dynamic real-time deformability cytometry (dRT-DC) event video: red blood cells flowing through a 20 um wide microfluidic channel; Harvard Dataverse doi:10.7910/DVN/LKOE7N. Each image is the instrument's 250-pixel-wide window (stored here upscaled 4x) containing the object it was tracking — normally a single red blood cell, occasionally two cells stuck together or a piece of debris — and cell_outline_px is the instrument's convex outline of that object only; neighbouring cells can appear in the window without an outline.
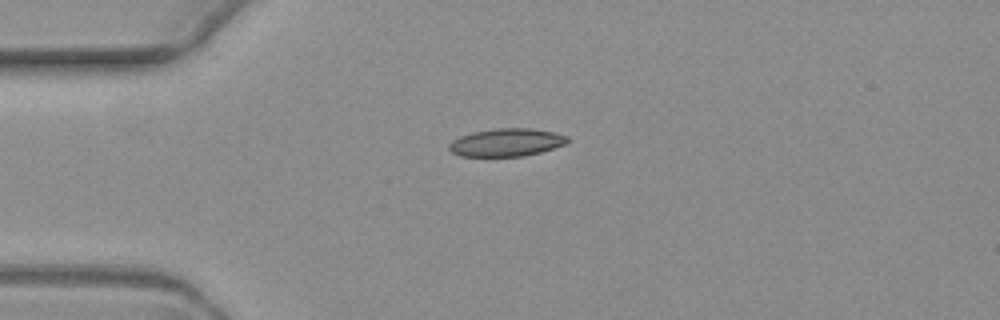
{"species": "common noctule bat (a hibernating species)", "species_latin": "Nyctalus noctula", "temperature_condition": "warm", "stored_images_in_passage": 5, "camera_frame_rate_fps": 3000, "um_per_image_px": 0.085, "animal": {"sex": "female", "body_mass_g": 19.3, "forearm_length_mm": 54.1}, "frame": {"image": 1, "passage_image": 1, "time_ms": 0.0, "image_size_px": [1000, 320], "cell_outline_px": [[568, 140], [564, 144], [540, 152], [524, 156], [460, 156], [452, 152], [448, 148], [448, 144], [452, 140], [460, 136], [472, 132], [496, 128], [532, 128], [552, 132], [568, 136]], "centroid_in_image_um": [43.01, 12.1], "position_along_channel_um": 42.0, "area_um2": 19.13}}
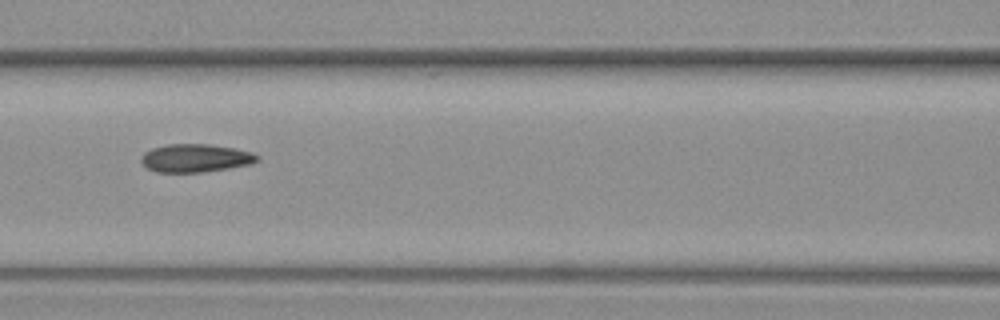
{"frame": {"image": 2, "passage_image": 4, "time_ms": 3.667, "image_size_px": [1000, 320], "cell_outline_px": [[260, 160], [252, 164], [228, 168], [200, 172], [156, 172], [148, 168], [140, 160], [140, 156], [144, 152], [152, 148], [168, 144], [208, 144], [236, 148], [252, 152], [260, 156]], "centroid_in_image_um": [16.64, 13.43], "position_along_channel_um": 150.0, "area_um2": 19.13}}
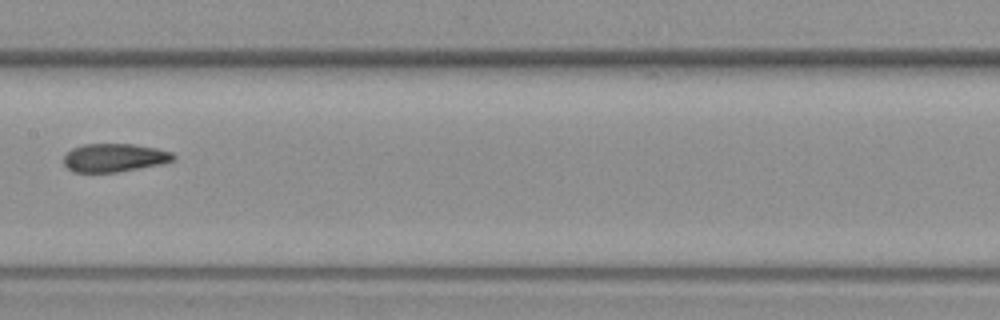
{"frame": {"image": 3, "passage_image": 5, "time_ms": 5.0, "image_size_px": [1000, 320], "cell_outline_px": [[176, 160], [160, 164], [116, 172], [72, 172], [64, 164], [64, 156], [72, 148], [84, 144], [132, 144], [156, 148], [172, 152], [176, 156]], "centroid_in_image_um": [9.73, 13.4], "position_along_channel_um": 197.7, "area_um2": 18.03}}